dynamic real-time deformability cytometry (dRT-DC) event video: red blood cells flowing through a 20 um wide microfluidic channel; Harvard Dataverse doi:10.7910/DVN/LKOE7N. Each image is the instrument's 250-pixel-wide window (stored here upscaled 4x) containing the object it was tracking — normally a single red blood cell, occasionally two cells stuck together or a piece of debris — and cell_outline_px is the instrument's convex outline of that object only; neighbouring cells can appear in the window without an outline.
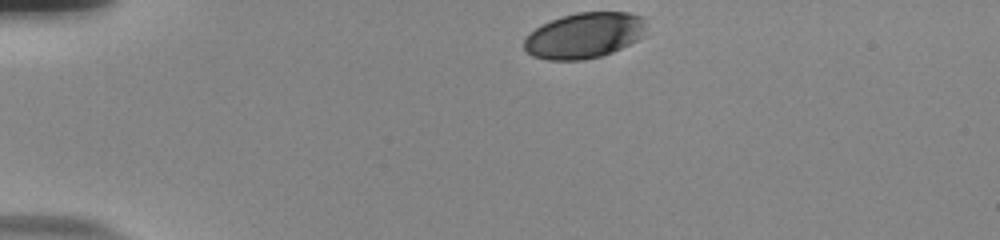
{"species": "human", "species_latin": "Homo sapiens", "temperature_condition": "room temperature", "stored_images_in_passage": 36, "camera_frame_rate_fps": 3000, "um_per_image_px": 0.085, "donor": {"sex": "male"}, "frame": {"image": 1, "passage_image": 1, "time_ms": 0.0, "image_size_px": [1000, 240], "cell_outline_px": [[644, 36], [612, 52], [600, 56], [584, 60], [548, 60], [532, 56], [524, 48], [524, 40], [536, 28], [560, 16], [576, 12], [628, 12], [644, 16]], "centroid_in_image_um": [49.67, 3.01], "position_along_channel_um": 35.3, "area_um2": 32.37}}
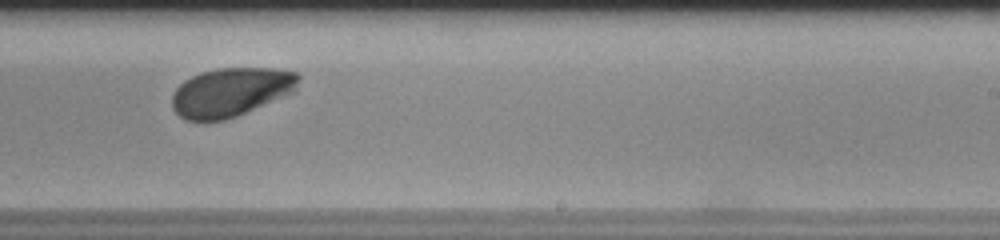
{"frame": {"image": 2, "passage_image": 25, "time_ms": 8.0, "image_size_px": [1000, 240], "cell_outline_px": [[300, 76], [296, 88], [292, 92], [236, 116], [224, 120], [184, 120], [172, 108], [172, 96], [176, 88], [184, 80], [200, 72], [216, 68], [272, 68], [296, 72]], "centroid_in_image_um": [19.59, 7.81], "position_along_channel_um": 269.4, "area_um2": 35.66}}
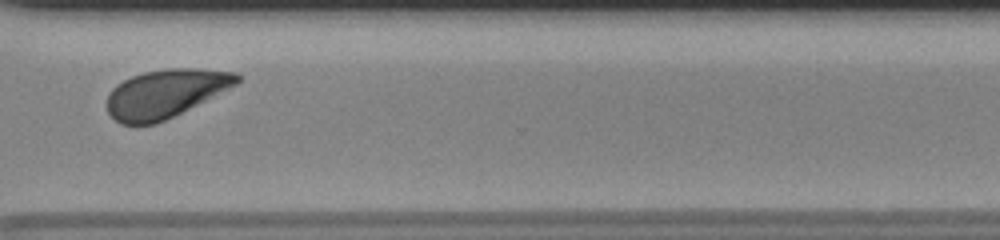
{"frame": {"image": 3, "passage_image": 32, "time_ms": 10.333, "image_size_px": [1000, 240], "cell_outline_px": [[240, 80], [236, 84], [156, 124], [120, 124], [108, 112], [108, 92], [116, 84], [132, 76], [144, 72], [168, 68], [196, 68], [240, 72]], "centroid_in_image_um": [14.04, 7.92], "position_along_channel_um": 356.6, "area_um2": 36.07}, "authors_computed_cell_mechanics": {"area_um2": 36.2406, "velocity_mm_per_s": 3.7161, "shape_relaxation_time_tau1_ms": 2.0474, "shape_relaxation_time_tau2_ms": null, "deformation_change_tau1": 0.111, "deformation_change_tau2": null}}